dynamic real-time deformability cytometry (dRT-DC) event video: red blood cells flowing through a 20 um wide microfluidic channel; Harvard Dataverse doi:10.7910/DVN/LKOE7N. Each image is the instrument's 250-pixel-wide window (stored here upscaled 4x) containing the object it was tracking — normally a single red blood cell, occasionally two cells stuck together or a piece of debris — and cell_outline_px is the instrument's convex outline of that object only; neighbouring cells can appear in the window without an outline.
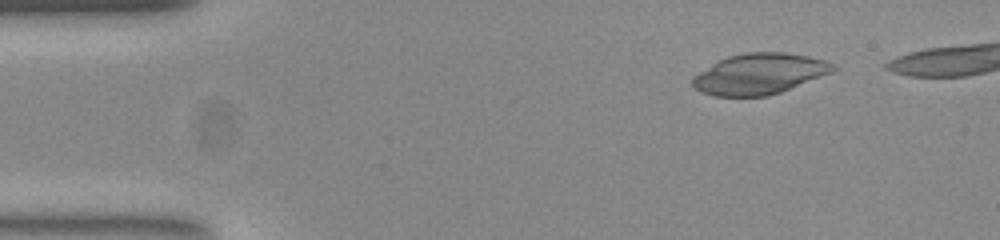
{"species": "common noctule bat (a hibernating species)", "species_latin": "Nyctalus noctula", "temperature_condition": "room temperature", "stored_images_in_passage": 11, "camera_frame_rate_fps": 3000, "um_per_image_px": 0.085, "animal": {"sex": "female", "body_mass_g": 23.0, "forearm_length_mm": 53.4}, "frame": {"image": 1, "passage_image": 4, "time_ms": 1.0, "image_size_px": [1000, 240], "cell_outline_px": [[836, 68], [832, 72], [780, 92], [768, 96], [716, 96], [700, 92], [692, 84], [692, 76], [716, 60], [728, 56], [744, 52], [784, 52], [808, 56], [824, 60], [836, 64]], "centroid_in_image_um": [64.51, 6.27], "position_along_channel_um": 20.5, "area_um2": 33.47}}